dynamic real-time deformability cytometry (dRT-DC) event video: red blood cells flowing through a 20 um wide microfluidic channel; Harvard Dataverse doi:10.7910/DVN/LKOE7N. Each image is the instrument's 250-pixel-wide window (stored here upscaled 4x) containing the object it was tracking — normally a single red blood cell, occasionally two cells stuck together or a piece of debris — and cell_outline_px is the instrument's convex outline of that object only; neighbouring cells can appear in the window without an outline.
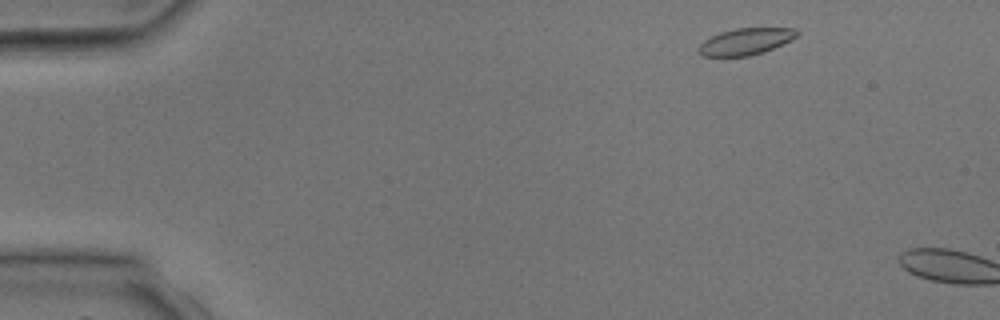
{"species": "common noctule bat (a hibernating species)", "species_latin": "Nyctalus noctula", "temperature_condition": "room temperature", "stored_images_in_passage": 2, "camera_frame_rate_fps": 3000, "um_per_image_px": 0.085, "animal": {"sex": "male", "body_mass_g": 17.9, "forearm_length_mm": 54.2}, "frame": {"image": 1, "passage_image": 1, "time_ms": 0.0, "image_size_px": [1000, 320], "cell_outline_px": [[800, 32], [792, 40], [764, 52], [748, 56], [700, 56], [696, 52], [696, 48], [704, 40], [720, 32], [736, 28], [796, 28]], "centroid_in_image_um": [63.36, 3.53], "position_along_channel_um": 21.6, "area_um2": 15.43}}